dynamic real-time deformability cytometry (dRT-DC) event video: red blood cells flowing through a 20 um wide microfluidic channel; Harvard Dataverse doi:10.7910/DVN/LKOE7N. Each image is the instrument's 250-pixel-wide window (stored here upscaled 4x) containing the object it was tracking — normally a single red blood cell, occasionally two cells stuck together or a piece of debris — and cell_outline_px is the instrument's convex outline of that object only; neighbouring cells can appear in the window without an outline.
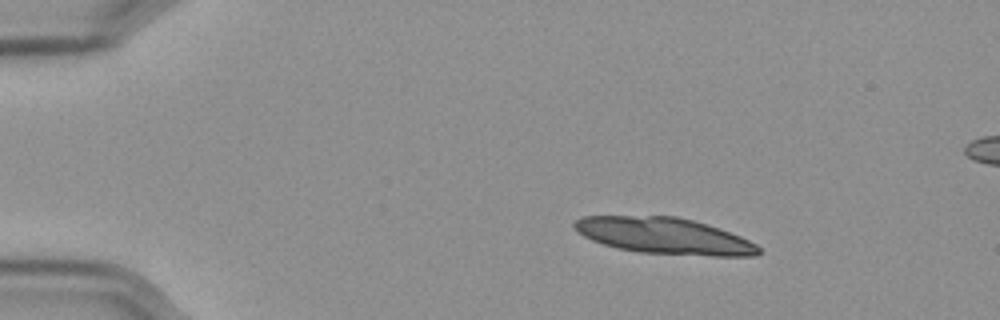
{"species": "Egyptian fruit bat (a non-hibernating species)", "species_latin": "Rousettus aegyptiacus", "temperature_condition": "cold", "stored_images_in_passage": 23, "camera_frame_rate_fps": 3000, "um_per_image_px": 0.085, "frame": {"image": 1, "passage_image": 1, "time_ms": 0.0, "image_size_px": [1000, 320], "cell_outline_px": [[760, 252], [756, 256], [712, 256], [640, 252], [616, 248], [592, 240], [584, 236], [572, 224], [580, 216], [676, 216], [692, 220], [740, 236], [756, 244], [760, 248]], "centroid_in_image_um": [56.45, 20.05], "position_along_channel_um": 28.5, "area_um2": 38.55}}
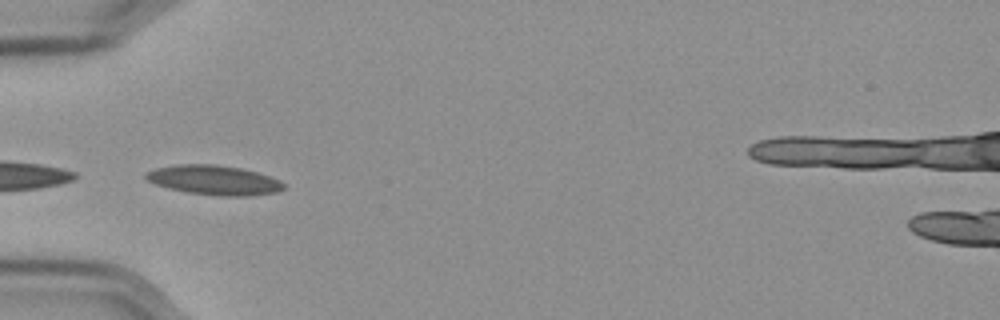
{"frame": {"image": 2, "passage_image": 11, "time_ms": 3.333, "image_size_px": [1000, 320], "cell_outline_px": [[284, 188], [276, 192], [248, 196], [224, 196], [188, 192], [168, 188], [156, 184], [148, 180], [144, 176], [148, 172], [156, 168], [176, 164], [216, 164], [240, 168], [256, 172], [280, 180], [284, 184]], "centroid_in_image_um": [18.2, 15.3], "position_along_channel_um": 66.8, "area_um2": 23.47}}
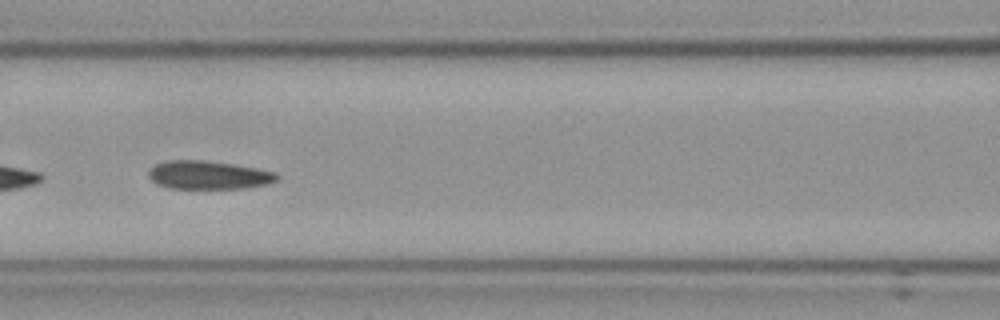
{"frame": {"image": 3, "passage_image": 18, "time_ms": 5.667, "image_size_px": [1000, 320], "cell_outline_px": [[280, 176], [276, 180], [268, 184], [244, 188], [168, 188], [156, 184], [148, 176], [148, 172], [156, 164], [168, 160], [204, 160], [232, 164], [256, 168], [276, 172]], "centroid_in_image_um": [17.72, 14.88], "position_along_channel_um": 148.9, "area_um2": 21.15}}